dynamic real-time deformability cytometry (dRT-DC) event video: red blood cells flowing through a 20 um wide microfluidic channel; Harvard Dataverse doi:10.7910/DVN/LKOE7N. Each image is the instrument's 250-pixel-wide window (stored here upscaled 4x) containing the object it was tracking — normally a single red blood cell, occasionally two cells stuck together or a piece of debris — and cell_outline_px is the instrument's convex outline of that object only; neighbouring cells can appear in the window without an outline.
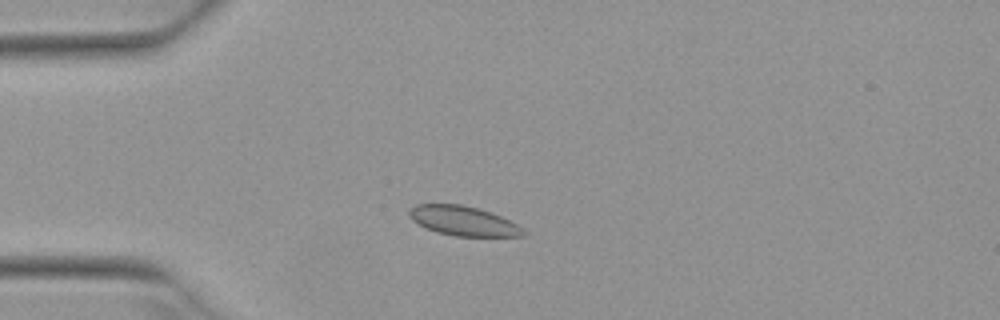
{"species": "Egyptian fruit bat (a non-hibernating species)", "species_latin": "Rousettus aegyptiacus", "temperature_condition": "warm", "stored_images_in_passage": 5, "camera_frame_rate_fps": 3000, "um_per_image_px": 0.085, "animal": {"sex": "female"}, "frame": {"image": 1, "passage_image": 3, "time_ms": 0.667, "image_size_px": [1000, 320], "cell_outline_px": [[528, 232], [524, 236], [456, 236], [436, 232], [412, 220], [408, 216], [408, 212], [416, 204], [460, 204], [476, 208], [500, 216], [516, 224]], "centroid_in_image_um": [39.38, 18.78], "position_along_channel_um": 45.6, "area_um2": 19.36}}
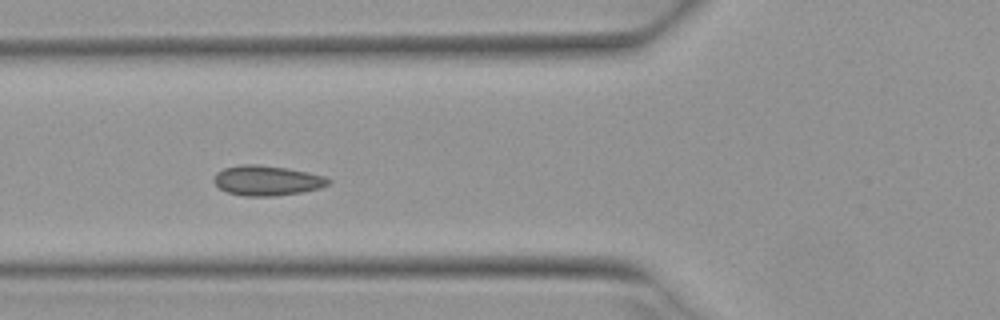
{"frame": {"image": 2, "passage_image": 5, "time_ms": 1.333, "image_size_px": [1000, 320], "cell_outline_px": [[332, 180], [328, 184], [320, 188], [300, 192], [276, 196], [244, 196], [228, 192], [220, 188], [212, 180], [216, 172], [224, 168], [240, 164], [256, 164], [288, 168], [308, 172], [324, 176]], "centroid_in_image_um": [22.68, 15.33], "position_along_channel_um": 103.1, "area_um2": 20.06}}